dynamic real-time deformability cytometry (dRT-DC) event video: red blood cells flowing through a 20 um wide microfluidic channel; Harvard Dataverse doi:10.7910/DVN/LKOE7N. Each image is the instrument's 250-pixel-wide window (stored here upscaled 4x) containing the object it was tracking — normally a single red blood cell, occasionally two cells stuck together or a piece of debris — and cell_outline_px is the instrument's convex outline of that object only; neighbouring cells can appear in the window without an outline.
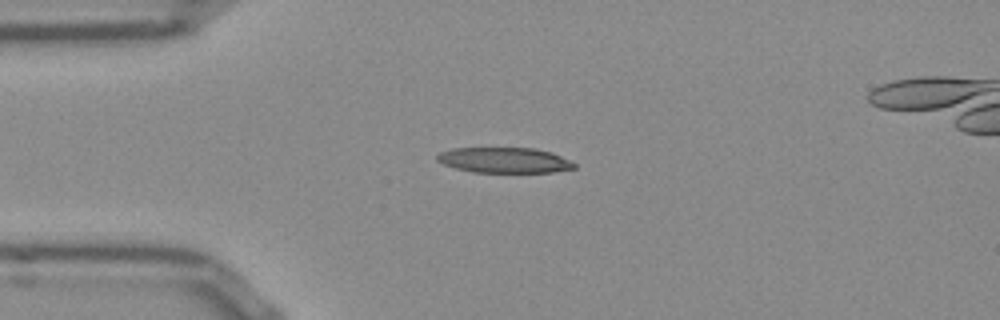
{"species": "Egyptian fruit bat (a non-hibernating species)", "species_latin": "Rousettus aegyptiacus", "temperature_condition": "room temperature", "stored_images_in_passage": 42, "segment_of_instrument_passage": [1, 2], "camera_frame_rate_fps": 3000, "um_per_image_px": 0.085, "frame": {"image": 1, "passage_image": 1, "time_ms": 0.0, "image_size_px": [1000, 320], "cell_outline_px": [[576, 168], [552, 172], [472, 172], [456, 168], [444, 164], [436, 160], [436, 156], [440, 152], [452, 148], [536, 148], [552, 152], [576, 164]], "centroid_in_image_um": [42.86, 13.61], "position_along_channel_um": 42.1, "area_um2": 20.29}}
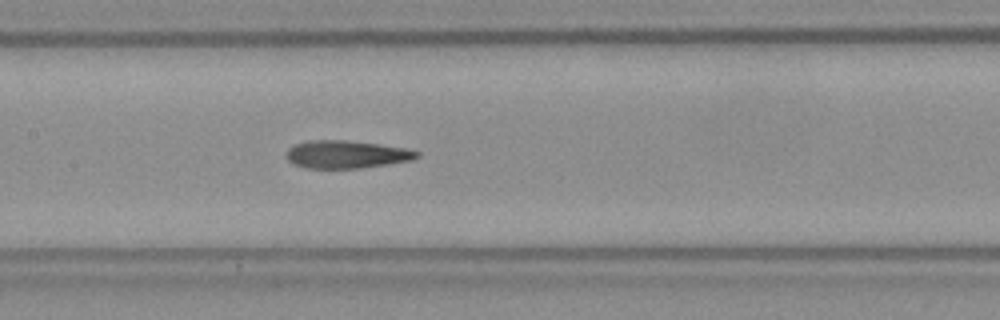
{"frame": {"image": 2, "passage_image": 13, "time_ms": 4.0, "image_size_px": [1000, 320], "cell_outline_px": [[420, 156], [412, 160], [388, 164], [360, 168], [308, 168], [292, 164], [288, 160], [288, 148], [296, 144], [308, 140], [344, 140], [376, 144], [404, 148], [420, 152]], "centroid_in_image_um": [29.45, 13.13], "position_along_channel_um": 178.0, "area_um2": 20.92}}
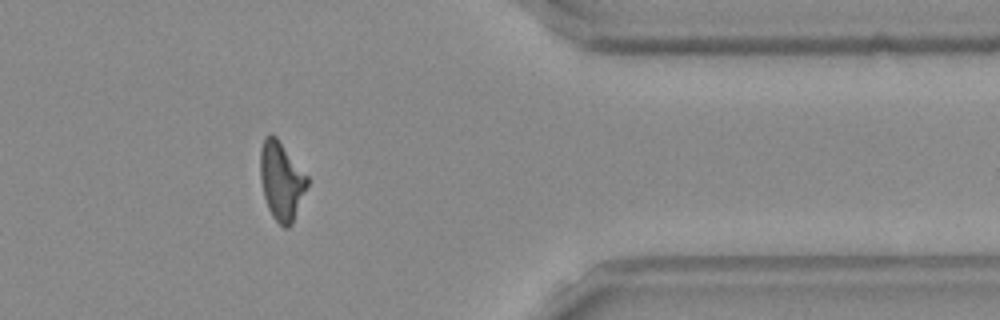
{"frame": {"image": 3, "passage_image": 31, "time_ms": 10.0, "image_size_px": [1000, 320], "cell_outline_px": [[308, 184], [292, 224], [288, 228], [284, 228], [272, 216], [268, 208], [264, 196], [260, 180], [260, 148], [264, 136], [272, 132], [276, 136], [308, 176]], "centroid_in_image_um": [23.9, 15.34], "position_along_channel_um": 387.5, "area_um2": 21.56}}